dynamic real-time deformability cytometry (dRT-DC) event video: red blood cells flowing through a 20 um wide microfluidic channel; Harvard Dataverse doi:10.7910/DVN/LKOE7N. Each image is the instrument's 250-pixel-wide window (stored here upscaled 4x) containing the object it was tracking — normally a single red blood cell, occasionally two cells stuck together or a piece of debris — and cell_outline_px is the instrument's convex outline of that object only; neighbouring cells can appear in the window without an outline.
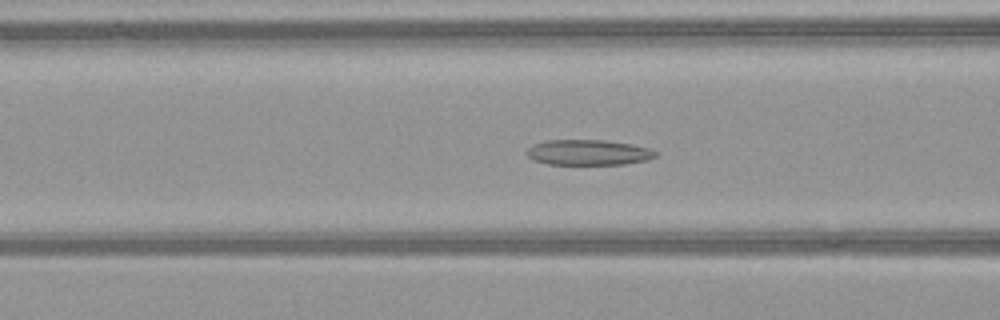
{"species": "common noctule bat (a hibernating species)", "species_latin": "Nyctalus noctula", "temperature_condition": "warm", "stored_images_in_passage": 41, "camera_frame_rate_fps": 3000, "um_per_image_px": 0.085, "animal": {"sex": "female", "body_mass_g": 21.9}, "frame": {"image": 1, "passage_image": 12, "time_ms": 3.667, "image_size_px": [1000, 320], "cell_outline_px": [[660, 152], [656, 156], [648, 160], [624, 164], [548, 164], [532, 160], [524, 152], [532, 144], [544, 140], [604, 140], [632, 144], [648, 148]], "centroid_in_image_um": [49.99, 12.95], "position_along_channel_um": 116.6, "area_um2": 19.31}}
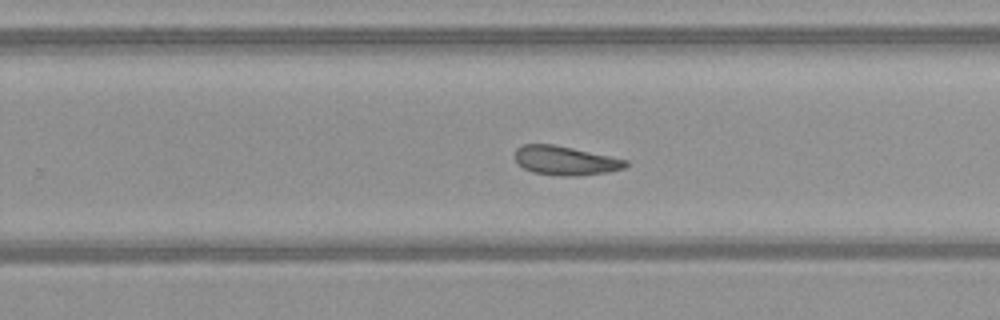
{"frame": {"image": 2, "passage_image": 24, "time_ms": 7.667, "image_size_px": [1000, 320], "cell_outline_px": [[628, 164], [624, 168], [608, 172], [580, 176], [560, 176], [532, 172], [524, 168], [512, 156], [516, 148], [524, 144], [552, 144], [572, 148], [628, 160]], "centroid_in_image_um": [48.03, 13.65], "position_along_channel_um": 281.8, "area_um2": 18.79}}
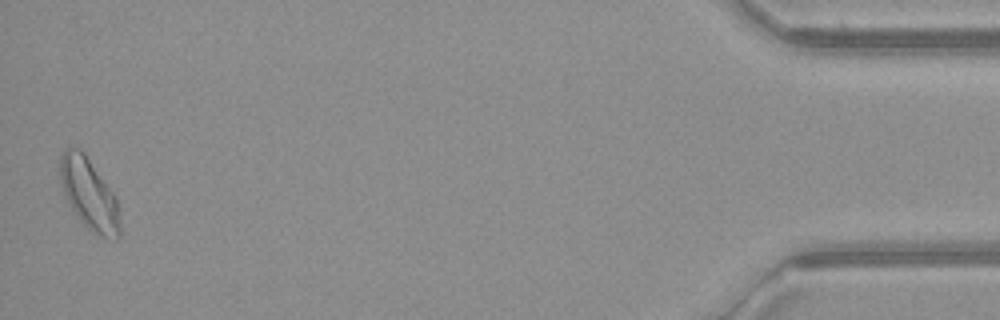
{"frame": {"image": 3, "passage_image": 41, "time_ms": 13.333, "image_size_px": [1000, 320], "cell_outline_px": [[120, 240], [116, 240], [100, 236], [92, 232], [80, 220], [72, 208], [60, 184], [60, 156], [64, 148], [80, 148], [84, 152], [116, 196], [120, 220]], "centroid_in_image_um": [7.59, 16.5], "position_along_channel_um": 427.6, "area_um2": 24.85}, "authors_computed_cell_mechanics": {"area_um2": 19.7098, "velocity_mm_per_s": 4.1269, "shape_relaxation_time_tau1_ms": null, "shape_relaxation_time_tau2_ms": 5.6441, "deformation_change_tau1": null, "deformation_change_tau2": 0.1493}}